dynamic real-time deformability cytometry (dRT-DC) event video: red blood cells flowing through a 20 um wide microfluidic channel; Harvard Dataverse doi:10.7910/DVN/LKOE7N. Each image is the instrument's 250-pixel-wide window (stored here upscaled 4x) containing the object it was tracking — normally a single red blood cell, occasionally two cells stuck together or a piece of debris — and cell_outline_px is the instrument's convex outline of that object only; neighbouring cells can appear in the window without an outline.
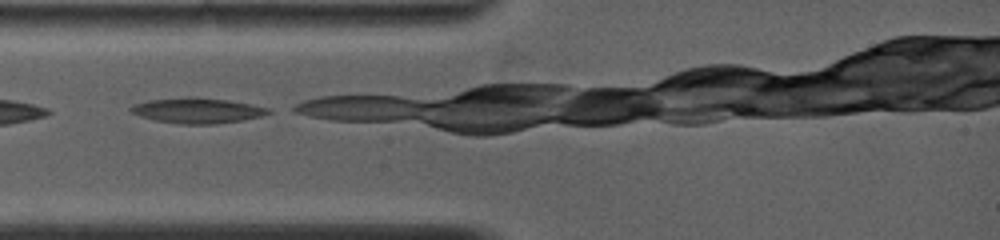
{"species": "common noctule bat (a hibernating species)", "species_latin": "Nyctalus noctula", "temperature_condition": "warm", "stored_images_in_passage": 6, "camera_frame_rate_fps": 5000, "um_per_image_px": 0.085, "animal": {"sex": "female", "body_mass_g": 19.0, "forearm_length_mm": 53.3}, "frame": {"image": 1, "passage_image": 2, "time_ms": 0.8, "image_size_px": [1000, 240], "cell_outline_px": [[272, 112], [260, 116], [244, 120], [216, 124], [180, 124], [156, 120], [140, 116], [132, 112], [128, 108], [132, 104], [148, 100], [188, 96], [196, 96], [228, 100], [272, 108]], "centroid_in_image_um": [16.78, 9.38], "position_along_channel_um": 68.2, "area_um2": 20.58}}